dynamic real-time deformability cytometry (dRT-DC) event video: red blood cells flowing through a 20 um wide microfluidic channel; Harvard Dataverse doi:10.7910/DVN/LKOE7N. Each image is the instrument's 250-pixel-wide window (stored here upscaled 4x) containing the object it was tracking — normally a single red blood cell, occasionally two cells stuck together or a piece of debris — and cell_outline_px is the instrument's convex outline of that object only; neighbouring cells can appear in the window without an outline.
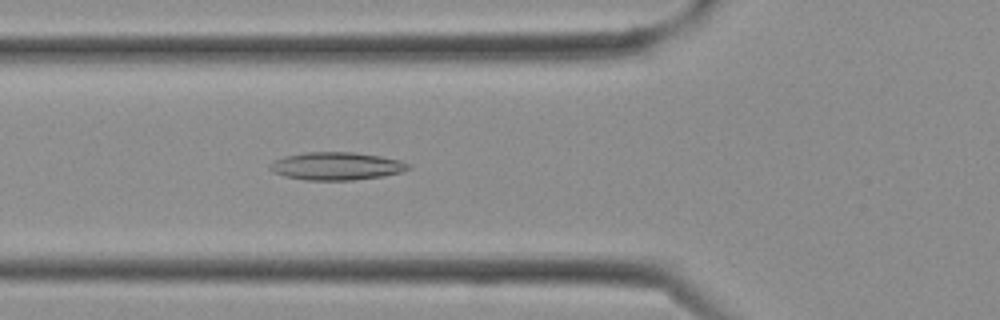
{"species": "Egyptian fruit bat (a non-hibernating species)", "species_latin": "Rousettus aegyptiacus", "temperature_condition": "cold", "stored_images_in_passage": 10, "camera_frame_rate_fps": 3000, "um_per_image_px": 0.085, "frame": {"image": 1, "passage_image": 10, "time_ms": 3.0, "image_size_px": [1000, 320], "cell_outline_px": [[412, 168], [400, 172], [384, 176], [352, 180], [304, 180], [284, 176], [272, 172], [268, 168], [268, 164], [272, 160], [284, 156], [308, 152], [352, 152], [380, 156], [400, 160], [412, 164]], "centroid_in_image_um": [28.57, 14.12], "position_along_channel_um": 97.2, "area_um2": 22.72}}